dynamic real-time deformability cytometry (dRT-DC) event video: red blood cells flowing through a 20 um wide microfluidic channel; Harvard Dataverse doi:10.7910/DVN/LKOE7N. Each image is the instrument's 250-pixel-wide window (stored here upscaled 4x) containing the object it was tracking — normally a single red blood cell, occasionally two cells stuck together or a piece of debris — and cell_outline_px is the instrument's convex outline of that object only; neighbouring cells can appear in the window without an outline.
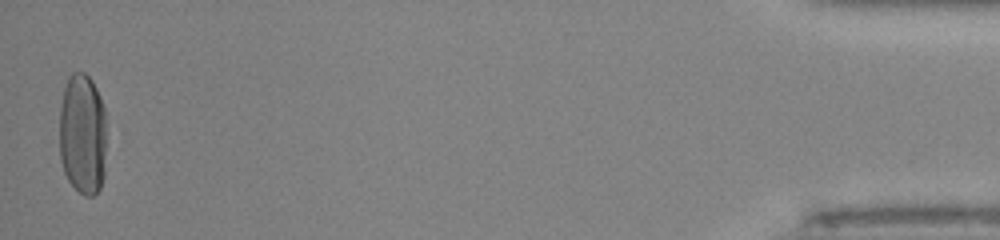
{"species": "human", "species_latin": "Homo sapiens", "temperature_condition": "room temperature", "stored_images_in_passage": 50, "camera_frame_rate_fps": 3000, "um_per_image_px": 0.085, "donor": {"sex": "male"}, "frame": {"image": 1, "passage_image": 50, "time_ms": 16.333, "image_size_px": [1000, 240], "cell_outline_px": [[104, 176], [100, 188], [92, 196], [84, 196], [68, 180], [64, 172], [60, 160], [60, 104], [64, 88], [68, 76], [72, 72], [84, 72], [92, 80], [100, 96], [104, 108]], "centroid_in_image_um": [7.0, 11.39], "position_along_channel_um": 428.2, "area_um2": 33.35}, "authors_computed_cell_mechanics": {"area_um2": 32.9171, "velocity_mm_per_s": 4.1206, "shape_relaxation_time_tau1_ms": 3.3634, "shape_relaxation_time_tau2_ms": null, "deformation_change_tau1": 0.1965, "deformation_change_tau2": null}}